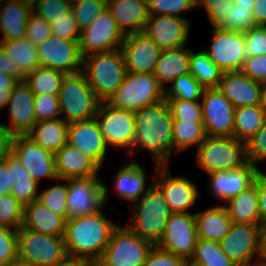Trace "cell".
I'll return each instance as SVG.
<instances>
[{
	"label": "cell",
	"instance_id": "603a6c76",
	"mask_svg": "<svg viewBox=\"0 0 266 266\" xmlns=\"http://www.w3.org/2000/svg\"><path fill=\"white\" fill-rule=\"evenodd\" d=\"M68 144L83 151L100 167L106 161L108 150L96 118L68 124Z\"/></svg>",
	"mask_w": 266,
	"mask_h": 266
},
{
	"label": "cell",
	"instance_id": "db71d44e",
	"mask_svg": "<svg viewBox=\"0 0 266 266\" xmlns=\"http://www.w3.org/2000/svg\"><path fill=\"white\" fill-rule=\"evenodd\" d=\"M233 4V0H195V8L206 9L211 27L216 26L228 14Z\"/></svg>",
	"mask_w": 266,
	"mask_h": 266
},
{
	"label": "cell",
	"instance_id": "9c48e42d",
	"mask_svg": "<svg viewBox=\"0 0 266 266\" xmlns=\"http://www.w3.org/2000/svg\"><path fill=\"white\" fill-rule=\"evenodd\" d=\"M108 192L98 175L68 179L67 219L97 213L107 205Z\"/></svg>",
	"mask_w": 266,
	"mask_h": 266
},
{
	"label": "cell",
	"instance_id": "f35d334b",
	"mask_svg": "<svg viewBox=\"0 0 266 266\" xmlns=\"http://www.w3.org/2000/svg\"><path fill=\"white\" fill-rule=\"evenodd\" d=\"M206 136L203 123L173 121V147L177 155L192 146L197 149Z\"/></svg>",
	"mask_w": 266,
	"mask_h": 266
},
{
	"label": "cell",
	"instance_id": "2644e50d",
	"mask_svg": "<svg viewBox=\"0 0 266 266\" xmlns=\"http://www.w3.org/2000/svg\"><path fill=\"white\" fill-rule=\"evenodd\" d=\"M259 259L266 261V225H261Z\"/></svg>",
	"mask_w": 266,
	"mask_h": 266
},
{
	"label": "cell",
	"instance_id": "5b68a950",
	"mask_svg": "<svg viewBox=\"0 0 266 266\" xmlns=\"http://www.w3.org/2000/svg\"><path fill=\"white\" fill-rule=\"evenodd\" d=\"M195 164L206 174L230 171L248 162L246 143L234 137H211L198 146Z\"/></svg>",
	"mask_w": 266,
	"mask_h": 266
},
{
	"label": "cell",
	"instance_id": "f546056e",
	"mask_svg": "<svg viewBox=\"0 0 266 266\" xmlns=\"http://www.w3.org/2000/svg\"><path fill=\"white\" fill-rule=\"evenodd\" d=\"M116 171L114 177L116 196L120 197L121 200L130 202V204L142 197L153 184L154 179L146 188L147 173H145L143 166L134 161V159L133 161L130 160L127 165H122Z\"/></svg>",
	"mask_w": 266,
	"mask_h": 266
},
{
	"label": "cell",
	"instance_id": "7a4b0ae2",
	"mask_svg": "<svg viewBox=\"0 0 266 266\" xmlns=\"http://www.w3.org/2000/svg\"><path fill=\"white\" fill-rule=\"evenodd\" d=\"M103 210L104 207L91 215L67 219L64 234L67 255L85 259L91 266L100 260L117 226Z\"/></svg>",
	"mask_w": 266,
	"mask_h": 266
},
{
	"label": "cell",
	"instance_id": "f1b7e54d",
	"mask_svg": "<svg viewBox=\"0 0 266 266\" xmlns=\"http://www.w3.org/2000/svg\"><path fill=\"white\" fill-rule=\"evenodd\" d=\"M67 219L50 210L38 199L24 206L22 227L55 237L64 236Z\"/></svg>",
	"mask_w": 266,
	"mask_h": 266
},
{
	"label": "cell",
	"instance_id": "8c879c8a",
	"mask_svg": "<svg viewBox=\"0 0 266 266\" xmlns=\"http://www.w3.org/2000/svg\"><path fill=\"white\" fill-rule=\"evenodd\" d=\"M0 266H32L31 264H29L27 261L21 259V258H16L12 261H9L5 264H1Z\"/></svg>",
	"mask_w": 266,
	"mask_h": 266
},
{
	"label": "cell",
	"instance_id": "a7ac6f4b",
	"mask_svg": "<svg viewBox=\"0 0 266 266\" xmlns=\"http://www.w3.org/2000/svg\"><path fill=\"white\" fill-rule=\"evenodd\" d=\"M252 12L255 24L266 26V0H255Z\"/></svg>",
	"mask_w": 266,
	"mask_h": 266
},
{
	"label": "cell",
	"instance_id": "e0dca14e",
	"mask_svg": "<svg viewBox=\"0 0 266 266\" xmlns=\"http://www.w3.org/2000/svg\"><path fill=\"white\" fill-rule=\"evenodd\" d=\"M36 47L41 66L55 69L64 74L82 71L83 57L80 53L79 42L51 35Z\"/></svg>",
	"mask_w": 266,
	"mask_h": 266
},
{
	"label": "cell",
	"instance_id": "ffe728a7",
	"mask_svg": "<svg viewBox=\"0 0 266 266\" xmlns=\"http://www.w3.org/2000/svg\"><path fill=\"white\" fill-rule=\"evenodd\" d=\"M190 21L183 17L149 15L143 30L161 49H176L186 45L190 34Z\"/></svg>",
	"mask_w": 266,
	"mask_h": 266
},
{
	"label": "cell",
	"instance_id": "03108f58",
	"mask_svg": "<svg viewBox=\"0 0 266 266\" xmlns=\"http://www.w3.org/2000/svg\"><path fill=\"white\" fill-rule=\"evenodd\" d=\"M12 187L11 170L5 161H0V196L11 193Z\"/></svg>",
	"mask_w": 266,
	"mask_h": 266
},
{
	"label": "cell",
	"instance_id": "d6986e66",
	"mask_svg": "<svg viewBox=\"0 0 266 266\" xmlns=\"http://www.w3.org/2000/svg\"><path fill=\"white\" fill-rule=\"evenodd\" d=\"M13 153L38 183L42 179H57L55 153L37 145L27 135H16Z\"/></svg>",
	"mask_w": 266,
	"mask_h": 266
},
{
	"label": "cell",
	"instance_id": "2e32d148",
	"mask_svg": "<svg viewBox=\"0 0 266 266\" xmlns=\"http://www.w3.org/2000/svg\"><path fill=\"white\" fill-rule=\"evenodd\" d=\"M197 241L195 213H172L156 246L189 261Z\"/></svg>",
	"mask_w": 266,
	"mask_h": 266
},
{
	"label": "cell",
	"instance_id": "52a82bcc",
	"mask_svg": "<svg viewBox=\"0 0 266 266\" xmlns=\"http://www.w3.org/2000/svg\"><path fill=\"white\" fill-rule=\"evenodd\" d=\"M164 98V88L152 73L127 72L123 83L107 103L114 108L135 112Z\"/></svg>",
	"mask_w": 266,
	"mask_h": 266
},
{
	"label": "cell",
	"instance_id": "89a4df30",
	"mask_svg": "<svg viewBox=\"0 0 266 266\" xmlns=\"http://www.w3.org/2000/svg\"><path fill=\"white\" fill-rule=\"evenodd\" d=\"M52 266H91L85 259L66 255L62 260Z\"/></svg>",
	"mask_w": 266,
	"mask_h": 266
},
{
	"label": "cell",
	"instance_id": "4fadbf2b",
	"mask_svg": "<svg viewBox=\"0 0 266 266\" xmlns=\"http://www.w3.org/2000/svg\"><path fill=\"white\" fill-rule=\"evenodd\" d=\"M211 46L205 50L210 59L223 71H241L247 58L244 33L212 26Z\"/></svg>",
	"mask_w": 266,
	"mask_h": 266
},
{
	"label": "cell",
	"instance_id": "f907efd6",
	"mask_svg": "<svg viewBox=\"0 0 266 266\" xmlns=\"http://www.w3.org/2000/svg\"><path fill=\"white\" fill-rule=\"evenodd\" d=\"M18 258L16 229L0 226V265Z\"/></svg>",
	"mask_w": 266,
	"mask_h": 266
},
{
	"label": "cell",
	"instance_id": "b9fcfbb0",
	"mask_svg": "<svg viewBox=\"0 0 266 266\" xmlns=\"http://www.w3.org/2000/svg\"><path fill=\"white\" fill-rule=\"evenodd\" d=\"M186 266H198V265H195V264H192L190 262H187V265Z\"/></svg>",
	"mask_w": 266,
	"mask_h": 266
},
{
	"label": "cell",
	"instance_id": "44dd1931",
	"mask_svg": "<svg viewBox=\"0 0 266 266\" xmlns=\"http://www.w3.org/2000/svg\"><path fill=\"white\" fill-rule=\"evenodd\" d=\"M126 71L152 73L162 50L145 33L125 35L121 46Z\"/></svg>",
	"mask_w": 266,
	"mask_h": 266
},
{
	"label": "cell",
	"instance_id": "9f6ffc18",
	"mask_svg": "<svg viewBox=\"0 0 266 266\" xmlns=\"http://www.w3.org/2000/svg\"><path fill=\"white\" fill-rule=\"evenodd\" d=\"M50 26L53 36L64 40L79 42L81 30L72 12L67 15V18L57 19L55 23H52Z\"/></svg>",
	"mask_w": 266,
	"mask_h": 266
},
{
	"label": "cell",
	"instance_id": "484cf974",
	"mask_svg": "<svg viewBox=\"0 0 266 266\" xmlns=\"http://www.w3.org/2000/svg\"><path fill=\"white\" fill-rule=\"evenodd\" d=\"M57 178H85L98 175L100 166L83 151L66 144L55 153Z\"/></svg>",
	"mask_w": 266,
	"mask_h": 266
},
{
	"label": "cell",
	"instance_id": "6125c7cd",
	"mask_svg": "<svg viewBox=\"0 0 266 266\" xmlns=\"http://www.w3.org/2000/svg\"><path fill=\"white\" fill-rule=\"evenodd\" d=\"M18 84V81L8 74L0 72V109L6 108L13 88Z\"/></svg>",
	"mask_w": 266,
	"mask_h": 266
},
{
	"label": "cell",
	"instance_id": "f6af8a7d",
	"mask_svg": "<svg viewBox=\"0 0 266 266\" xmlns=\"http://www.w3.org/2000/svg\"><path fill=\"white\" fill-rule=\"evenodd\" d=\"M32 11L40 15L48 24L55 20L67 18L72 12V1L68 0H35L32 3Z\"/></svg>",
	"mask_w": 266,
	"mask_h": 266
},
{
	"label": "cell",
	"instance_id": "f5cc1de1",
	"mask_svg": "<svg viewBox=\"0 0 266 266\" xmlns=\"http://www.w3.org/2000/svg\"><path fill=\"white\" fill-rule=\"evenodd\" d=\"M26 32V38L34 45L44 42L52 35L50 24L33 11L29 13Z\"/></svg>",
	"mask_w": 266,
	"mask_h": 266
},
{
	"label": "cell",
	"instance_id": "09005b40",
	"mask_svg": "<svg viewBox=\"0 0 266 266\" xmlns=\"http://www.w3.org/2000/svg\"><path fill=\"white\" fill-rule=\"evenodd\" d=\"M260 174L266 179V171H265V173L260 172Z\"/></svg>",
	"mask_w": 266,
	"mask_h": 266
},
{
	"label": "cell",
	"instance_id": "30bf717a",
	"mask_svg": "<svg viewBox=\"0 0 266 266\" xmlns=\"http://www.w3.org/2000/svg\"><path fill=\"white\" fill-rule=\"evenodd\" d=\"M18 257L32 266H52L66 255L64 236L55 237L20 227Z\"/></svg>",
	"mask_w": 266,
	"mask_h": 266
},
{
	"label": "cell",
	"instance_id": "753ad0ef",
	"mask_svg": "<svg viewBox=\"0 0 266 266\" xmlns=\"http://www.w3.org/2000/svg\"><path fill=\"white\" fill-rule=\"evenodd\" d=\"M236 6H249L253 7L255 0H233Z\"/></svg>",
	"mask_w": 266,
	"mask_h": 266
},
{
	"label": "cell",
	"instance_id": "cb8c5ba5",
	"mask_svg": "<svg viewBox=\"0 0 266 266\" xmlns=\"http://www.w3.org/2000/svg\"><path fill=\"white\" fill-rule=\"evenodd\" d=\"M35 94L25 81L13 88L8 107L10 125L4 124L15 136L27 135L37 123L34 112Z\"/></svg>",
	"mask_w": 266,
	"mask_h": 266
},
{
	"label": "cell",
	"instance_id": "ba28073f",
	"mask_svg": "<svg viewBox=\"0 0 266 266\" xmlns=\"http://www.w3.org/2000/svg\"><path fill=\"white\" fill-rule=\"evenodd\" d=\"M153 247L152 243L132 232L126 225H117L94 266H143Z\"/></svg>",
	"mask_w": 266,
	"mask_h": 266
},
{
	"label": "cell",
	"instance_id": "bcb514c9",
	"mask_svg": "<svg viewBox=\"0 0 266 266\" xmlns=\"http://www.w3.org/2000/svg\"><path fill=\"white\" fill-rule=\"evenodd\" d=\"M107 8V5L100 0H73L72 14L77 21L79 29L89 27L91 22Z\"/></svg>",
	"mask_w": 266,
	"mask_h": 266
},
{
	"label": "cell",
	"instance_id": "ab89813d",
	"mask_svg": "<svg viewBox=\"0 0 266 266\" xmlns=\"http://www.w3.org/2000/svg\"><path fill=\"white\" fill-rule=\"evenodd\" d=\"M188 262L198 266H238L224 254L219 241L202 239H198Z\"/></svg>",
	"mask_w": 266,
	"mask_h": 266
},
{
	"label": "cell",
	"instance_id": "6f0895ef",
	"mask_svg": "<svg viewBox=\"0 0 266 266\" xmlns=\"http://www.w3.org/2000/svg\"><path fill=\"white\" fill-rule=\"evenodd\" d=\"M187 260L167 252L156 245L149 252L143 266H186Z\"/></svg>",
	"mask_w": 266,
	"mask_h": 266
},
{
	"label": "cell",
	"instance_id": "60d3db41",
	"mask_svg": "<svg viewBox=\"0 0 266 266\" xmlns=\"http://www.w3.org/2000/svg\"><path fill=\"white\" fill-rule=\"evenodd\" d=\"M170 84L164 89L165 99L201 101L205 88L190 73L174 79Z\"/></svg>",
	"mask_w": 266,
	"mask_h": 266
},
{
	"label": "cell",
	"instance_id": "e7e4bbea",
	"mask_svg": "<svg viewBox=\"0 0 266 266\" xmlns=\"http://www.w3.org/2000/svg\"><path fill=\"white\" fill-rule=\"evenodd\" d=\"M0 72L8 74L15 78L18 82L25 80V77L21 74L18 67L13 61L4 53L3 48L0 45Z\"/></svg>",
	"mask_w": 266,
	"mask_h": 266
},
{
	"label": "cell",
	"instance_id": "7bdbcfd3",
	"mask_svg": "<svg viewBox=\"0 0 266 266\" xmlns=\"http://www.w3.org/2000/svg\"><path fill=\"white\" fill-rule=\"evenodd\" d=\"M64 181V184H56L39 191L38 200L55 213L67 219L66 201L68 196V179H56V182Z\"/></svg>",
	"mask_w": 266,
	"mask_h": 266
},
{
	"label": "cell",
	"instance_id": "ac0fdd59",
	"mask_svg": "<svg viewBox=\"0 0 266 266\" xmlns=\"http://www.w3.org/2000/svg\"><path fill=\"white\" fill-rule=\"evenodd\" d=\"M153 183L161 190L172 213H192L200 194L197 184L184 176L173 177L169 168H157Z\"/></svg>",
	"mask_w": 266,
	"mask_h": 266
},
{
	"label": "cell",
	"instance_id": "3957f363",
	"mask_svg": "<svg viewBox=\"0 0 266 266\" xmlns=\"http://www.w3.org/2000/svg\"><path fill=\"white\" fill-rule=\"evenodd\" d=\"M129 208L133 215L126 226L154 246L157 245L172 214L161 190L153 183L142 197L129 204Z\"/></svg>",
	"mask_w": 266,
	"mask_h": 266
},
{
	"label": "cell",
	"instance_id": "ee69618b",
	"mask_svg": "<svg viewBox=\"0 0 266 266\" xmlns=\"http://www.w3.org/2000/svg\"><path fill=\"white\" fill-rule=\"evenodd\" d=\"M23 218L24 205L11 193L0 196V226L18 230Z\"/></svg>",
	"mask_w": 266,
	"mask_h": 266
},
{
	"label": "cell",
	"instance_id": "74e56055",
	"mask_svg": "<svg viewBox=\"0 0 266 266\" xmlns=\"http://www.w3.org/2000/svg\"><path fill=\"white\" fill-rule=\"evenodd\" d=\"M66 74L39 66L25 77V83L34 94L58 95Z\"/></svg>",
	"mask_w": 266,
	"mask_h": 266
},
{
	"label": "cell",
	"instance_id": "11a10c76",
	"mask_svg": "<svg viewBox=\"0 0 266 266\" xmlns=\"http://www.w3.org/2000/svg\"><path fill=\"white\" fill-rule=\"evenodd\" d=\"M247 158L257 166L266 161V119L259 131L246 143Z\"/></svg>",
	"mask_w": 266,
	"mask_h": 266
},
{
	"label": "cell",
	"instance_id": "8992f818",
	"mask_svg": "<svg viewBox=\"0 0 266 266\" xmlns=\"http://www.w3.org/2000/svg\"><path fill=\"white\" fill-rule=\"evenodd\" d=\"M58 98L60 115L68 124L94 118L101 103L82 71L65 75Z\"/></svg>",
	"mask_w": 266,
	"mask_h": 266
},
{
	"label": "cell",
	"instance_id": "8d00e7d4",
	"mask_svg": "<svg viewBox=\"0 0 266 266\" xmlns=\"http://www.w3.org/2000/svg\"><path fill=\"white\" fill-rule=\"evenodd\" d=\"M189 72L205 89L217 88L223 74L205 49L195 53L191 50Z\"/></svg>",
	"mask_w": 266,
	"mask_h": 266
},
{
	"label": "cell",
	"instance_id": "681fc988",
	"mask_svg": "<svg viewBox=\"0 0 266 266\" xmlns=\"http://www.w3.org/2000/svg\"><path fill=\"white\" fill-rule=\"evenodd\" d=\"M34 112L37 122L61 118L58 95L35 94Z\"/></svg>",
	"mask_w": 266,
	"mask_h": 266
},
{
	"label": "cell",
	"instance_id": "5bb4252c",
	"mask_svg": "<svg viewBox=\"0 0 266 266\" xmlns=\"http://www.w3.org/2000/svg\"><path fill=\"white\" fill-rule=\"evenodd\" d=\"M125 35L119 29L110 11L100 13L89 27L81 31L79 48L82 57L92 53L121 49Z\"/></svg>",
	"mask_w": 266,
	"mask_h": 266
},
{
	"label": "cell",
	"instance_id": "7c38bea8",
	"mask_svg": "<svg viewBox=\"0 0 266 266\" xmlns=\"http://www.w3.org/2000/svg\"><path fill=\"white\" fill-rule=\"evenodd\" d=\"M261 224L232 223L220 241L224 254L238 266H256L260 261Z\"/></svg>",
	"mask_w": 266,
	"mask_h": 266
},
{
	"label": "cell",
	"instance_id": "d6a6232c",
	"mask_svg": "<svg viewBox=\"0 0 266 266\" xmlns=\"http://www.w3.org/2000/svg\"><path fill=\"white\" fill-rule=\"evenodd\" d=\"M195 220L198 239L202 240L220 242L232 225V220L222 204L195 212Z\"/></svg>",
	"mask_w": 266,
	"mask_h": 266
},
{
	"label": "cell",
	"instance_id": "836d02e7",
	"mask_svg": "<svg viewBox=\"0 0 266 266\" xmlns=\"http://www.w3.org/2000/svg\"><path fill=\"white\" fill-rule=\"evenodd\" d=\"M27 136L40 147L56 153L67 144L68 123L62 118L37 122Z\"/></svg>",
	"mask_w": 266,
	"mask_h": 266
},
{
	"label": "cell",
	"instance_id": "2a66077c",
	"mask_svg": "<svg viewBox=\"0 0 266 266\" xmlns=\"http://www.w3.org/2000/svg\"><path fill=\"white\" fill-rule=\"evenodd\" d=\"M100 1H103L107 5L109 2L114 1V0H100Z\"/></svg>",
	"mask_w": 266,
	"mask_h": 266
},
{
	"label": "cell",
	"instance_id": "7402d4cb",
	"mask_svg": "<svg viewBox=\"0 0 266 266\" xmlns=\"http://www.w3.org/2000/svg\"><path fill=\"white\" fill-rule=\"evenodd\" d=\"M260 169L249 161L230 171H217L209 175L208 186L213 197L224 204L250 186L260 174Z\"/></svg>",
	"mask_w": 266,
	"mask_h": 266
},
{
	"label": "cell",
	"instance_id": "34e18365",
	"mask_svg": "<svg viewBox=\"0 0 266 266\" xmlns=\"http://www.w3.org/2000/svg\"><path fill=\"white\" fill-rule=\"evenodd\" d=\"M261 95H262V107L266 110V82L262 83Z\"/></svg>",
	"mask_w": 266,
	"mask_h": 266
},
{
	"label": "cell",
	"instance_id": "4316f807",
	"mask_svg": "<svg viewBox=\"0 0 266 266\" xmlns=\"http://www.w3.org/2000/svg\"><path fill=\"white\" fill-rule=\"evenodd\" d=\"M107 9L124 35L143 32L149 17L147 0H114Z\"/></svg>",
	"mask_w": 266,
	"mask_h": 266
},
{
	"label": "cell",
	"instance_id": "b9f144b4",
	"mask_svg": "<svg viewBox=\"0 0 266 266\" xmlns=\"http://www.w3.org/2000/svg\"><path fill=\"white\" fill-rule=\"evenodd\" d=\"M253 7L233 4L228 14L216 25L217 28L245 32L257 26L253 19Z\"/></svg>",
	"mask_w": 266,
	"mask_h": 266
},
{
	"label": "cell",
	"instance_id": "11e5206c",
	"mask_svg": "<svg viewBox=\"0 0 266 266\" xmlns=\"http://www.w3.org/2000/svg\"><path fill=\"white\" fill-rule=\"evenodd\" d=\"M256 266H266V261H259Z\"/></svg>",
	"mask_w": 266,
	"mask_h": 266
},
{
	"label": "cell",
	"instance_id": "680465c9",
	"mask_svg": "<svg viewBox=\"0 0 266 266\" xmlns=\"http://www.w3.org/2000/svg\"><path fill=\"white\" fill-rule=\"evenodd\" d=\"M11 194L24 206L38 199L39 183L36 180H21L13 183Z\"/></svg>",
	"mask_w": 266,
	"mask_h": 266
},
{
	"label": "cell",
	"instance_id": "7dc6e473",
	"mask_svg": "<svg viewBox=\"0 0 266 266\" xmlns=\"http://www.w3.org/2000/svg\"><path fill=\"white\" fill-rule=\"evenodd\" d=\"M173 116V121L203 123L202 105L200 101L166 99Z\"/></svg>",
	"mask_w": 266,
	"mask_h": 266
},
{
	"label": "cell",
	"instance_id": "91938a15",
	"mask_svg": "<svg viewBox=\"0 0 266 266\" xmlns=\"http://www.w3.org/2000/svg\"><path fill=\"white\" fill-rule=\"evenodd\" d=\"M241 71L254 81L266 82V55L248 56Z\"/></svg>",
	"mask_w": 266,
	"mask_h": 266
},
{
	"label": "cell",
	"instance_id": "277c9868",
	"mask_svg": "<svg viewBox=\"0 0 266 266\" xmlns=\"http://www.w3.org/2000/svg\"><path fill=\"white\" fill-rule=\"evenodd\" d=\"M82 72L101 102H107L123 83L127 73L121 49L83 57Z\"/></svg>",
	"mask_w": 266,
	"mask_h": 266
},
{
	"label": "cell",
	"instance_id": "816d5d0a",
	"mask_svg": "<svg viewBox=\"0 0 266 266\" xmlns=\"http://www.w3.org/2000/svg\"><path fill=\"white\" fill-rule=\"evenodd\" d=\"M243 33L247 57L266 55V26L257 25Z\"/></svg>",
	"mask_w": 266,
	"mask_h": 266
},
{
	"label": "cell",
	"instance_id": "8fae6325",
	"mask_svg": "<svg viewBox=\"0 0 266 266\" xmlns=\"http://www.w3.org/2000/svg\"><path fill=\"white\" fill-rule=\"evenodd\" d=\"M107 147L133 150L135 139V117L132 111L112 107L101 102L95 116Z\"/></svg>",
	"mask_w": 266,
	"mask_h": 266
},
{
	"label": "cell",
	"instance_id": "83f0119b",
	"mask_svg": "<svg viewBox=\"0 0 266 266\" xmlns=\"http://www.w3.org/2000/svg\"><path fill=\"white\" fill-rule=\"evenodd\" d=\"M31 11L32 3L28 1L0 0L1 40L26 38L27 19Z\"/></svg>",
	"mask_w": 266,
	"mask_h": 266
},
{
	"label": "cell",
	"instance_id": "003e7915",
	"mask_svg": "<svg viewBox=\"0 0 266 266\" xmlns=\"http://www.w3.org/2000/svg\"><path fill=\"white\" fill-rule=\"evenodd\" d=\"M258 199L261 225H266V179L258 175Z\"/></svg>",
	"mask_w": 266,
	"mask_h": 266
},
{
	"label": "cell",
	"instance_id": "9a60e30c",
	"mask_svg": "<svg viewBox=\"0 0 266 266\" xmlns=\"http://www.w3.org/2000/svg\"><path fill=\"white\" fill-rule=\"evenodd\" d=\"M201 100L206 135L234 137V105L218 88L204 89Z\"/></svg>",
	"mask_w": 266,
	"mask_h": 266
},
{
	"label": "cell",
	"instance_id": "d4e9b609",
	"mask_svg": "<svg viewBox=\"0 0 266 266\" xmlns=\"http://www.w3.org/2000/svg\"><path fill=\"white\" fill-rule=\"evenodd\" d=\"M217 88L235 108L262 106V83L254 81L242 71L223 72Z\"/></svg>",
	"mask_w": 266,
	"mask_h": 266
},
{
	"label": "cell",
	"instance_id": "94428289",
	"mask_svg": "<svg viewBox=\"0 0 266 266\" xmlns=\"http://www.w3.org/2000/svg\"><path fill=\"white\" fill-rule=\"evenodd\" d=\"M4 161L7 163L8 170H11L12 183L21 180H35L13 152Z\"/></svg>",
	"mask_w": 266,
	"mask_h": 266
},
{
	"label": "cell",
	"instance_id": "be15d7a7",
	"mask_svg": "<svg viewBox=\"0 0 266 266\" xmlns=\"http://www.w3.org/2000/svg\"><path fill=\"white\" fill-rule=\"evenodd\" d=\"M15 135L0 123V161H4L13 152Z\"/></svg>",
	"mask_w": 266,
	"mask_h": 266
},
{
	"label": "cell",
	"instance_id": "d590c367",
	"mask_svg": "<svg viewBox=\"0 0 266 266\" xmlns=\"http://www.w3.org/2000/svg\"><path fill=\"white\" fill-rule=\"evenodd\" d=\"M266 110L262 106H242L235 108L234 138L247 143L262 127Z\"/></svg>",
	"mask_w": 266,
	"mask_h": 266
},
{
	"label": "cell",
	"instance_id": "6da1fadb",
	"mask_svg": "<svg viewBox=\"0 0 266 266\" xmlns=\"http://www.w3.org/2000/svg\"><path fill=\"white\" fill-rule=\"evenodd\" d=\"M135 139L129 155L136 156L137 149L149 151L155 168H169L173 147V116L168 102L163 100L136 110ZM173 152V153H172Z\"/></svg>",
	"mask_w": 266,
	"mask_h": 266
},
{
	"label": "cell",
	"instance_id": "c3c4849f",
	"mask_svg": "<svg viewBox=\"0 0 266 266\" xmlns=\"http://www.w3.org/2000/svg\"><path fill=\"white\" fill-rule=\"evenodd\" d=\"M149 15L181 17V13L195 8V0H147Z\"/></svg>",
	"mask_w": 266,
	"mask_h": 266
},
{
	"label": "cell",
	"instance_id": "1f68e13d",
	"mask_svg": "<svg viewBox=\"0 0 266 266\" xmlns=\"http://www.w3.org/2000/svg\"><path fill=\"white\" fill-rule=\"evenodd\" d=\"M191 49L186 45L176 49L162 50L154 67L153 75L165 89L174 79L189 72Z\"/></svg>",
	"mask_w": 266,
	"mask_h": 266
},
{
	"label": "cell",
	"instance_id": "4dcf8cb0",
	"mask_svg": "<svg viewBox=\"0 0 266 266\" xmlns=\"http://www.w3.org/2000/svg\"><path fill=\"white\" fill-rule=\"evenodd\" d=\"M232 223L261 224L258 199V176L240 194L222 204Z\"/></svg>",
	"mask_w": 266,
	"mask_h": 266
},
{
	"label": "cell",
	"instance_id": "979ff035",
	"mask_svg": "<svg viewBox=\"0 0 266 266\" xmlns=\"http://www.w3.org/2000/svg\"><path fill=\"white\" fill-rule=\"evenodd\" d=\"M25 1H28L30 3H33L35 0H25Z\"/></svg>",
	"mask_w": 266,
	"mask_h": 266
},
{
	"label": "cell",
	"instance_id": "e575fe53",
	"mask_svg": "<svg viewBox=\"0 0 266 266\" xmlns=\"http://www.w3.org/2000/svg\"><path fill=\"white\" fill-rule=\"evenodd\" d=\"M0 45L4 53L15 63L24 77L41 66L37 47L27 38L1 40Z\"/></svg>",
	"mask_w": 266,
	"mask_h": 266
}]
</instances>
